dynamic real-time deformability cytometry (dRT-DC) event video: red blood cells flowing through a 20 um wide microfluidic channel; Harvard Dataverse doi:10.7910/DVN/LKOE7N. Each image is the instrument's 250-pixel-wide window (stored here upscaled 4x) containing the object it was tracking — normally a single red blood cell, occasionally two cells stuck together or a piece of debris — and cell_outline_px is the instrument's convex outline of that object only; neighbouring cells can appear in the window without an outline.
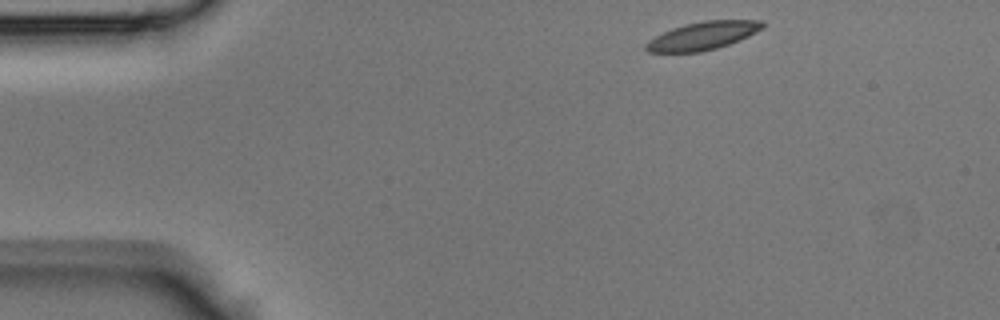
{"species": "Egyptian fruit bat (a non-hibernating species)", "species_latin": "Rousettus aegyptiacus", "temperature_condition": "room temperature", "stored_images_in_passage": 7, "camera_frame_rate_fps": 3000, "um_per_image_px": 0.085, "animal": {"sex": "male"}, "frame": {"image": 1, "passage_image": 1, "time_ms": 0.0, "image_size_px": [1000, 320], "cell_outline_px": [[764, 28], [740, 40], [716, 48], [700, 52], [648, 52], [644, 48], [644, 44], [648, 40], [672, 28], [704, 20], [764, 20]], "centroid_in_image_um": [59.75, 3.04], "position_along_channel_um": 25.3, "area_um2": 18.96}}